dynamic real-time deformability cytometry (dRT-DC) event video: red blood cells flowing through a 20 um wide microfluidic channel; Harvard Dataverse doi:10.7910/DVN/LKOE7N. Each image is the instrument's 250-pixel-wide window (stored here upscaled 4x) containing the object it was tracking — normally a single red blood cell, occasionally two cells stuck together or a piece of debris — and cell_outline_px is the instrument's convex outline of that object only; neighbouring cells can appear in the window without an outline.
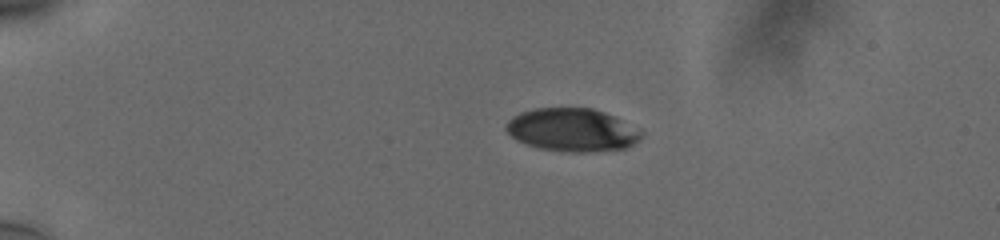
{"species": "human", "species_latin": "Homo sapiens", "temperature_condition": "cold", "stored_images_in_passage": 44, "camera_frame_rate_fps": 3000, "um_per_image_px": 0.085, "donor": {"sex": "male"}, "frame": {"image": 1, "passage_image": 1, "time_ms": 0.0, "image_size_px": [1000, 240], "cell_outline_px": [[644, 132], [632, 144], [624, 148], [592, 152], [568, 152], [540, 148], [516, 140], [504, 128], [508, 120], [512, 116], [520, 112], [532, 108], [592, 108], [604, 112]], "centroid_in_image_um": [48.57, 11.04], "position_along_channel_um": 36.4, "area_um2": 33.64}}
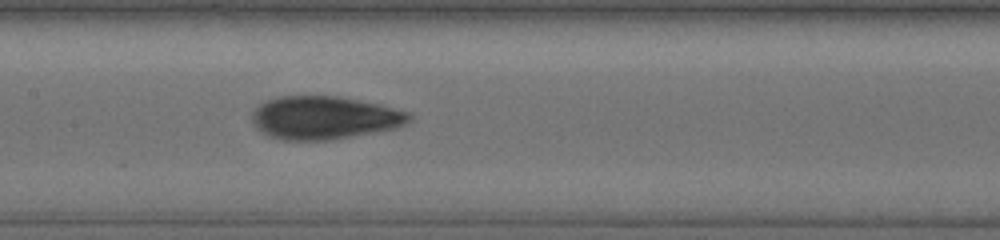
{"frame": {"image": 2, "passage_image": 18, "time_ms": 5.667, "image_size_px": [1000, 240], "cell_outline_px": [[412, 120], [396, 128], [332, 140], [280, 140], [268, 136], [256, 128], [252, 120], [252, 112], [260, 104], [268, 100], [280, 96], [336, 96], [380, 104], [412, 112]], "centroid_in_image_um": [27.59, 10.01], "position_along_channel_um": 179.8, "area_um2": 39.65}}
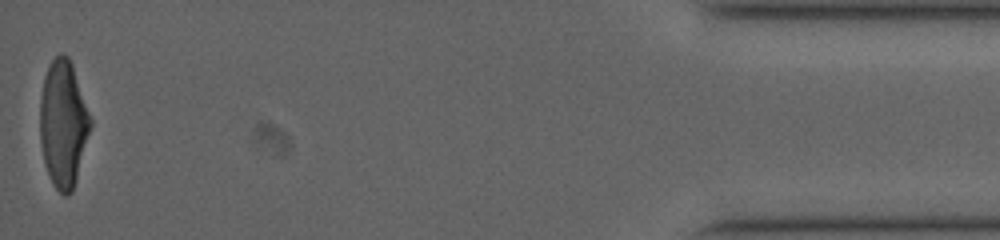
{"frame": {"image": 3, "passage_image": 44, "time_ms": 14.333, "image_size_px": [1000, 240], "cell_outline_px": [[92, 128], [72, 192], [64, 196], [52, 184], [44, 160], [40, 140], [40, 96], [44, 76], [52, 60], [60, 52], [68, 56], [72, 64], [92, 120]], "centroid_in_image_um": [5.38, 10.51], "position_along_channel_um": 429.8, "area_um2": 37.28}, "authors_computed_cell_mechanics": {"area_um2": 37.5411, "velocity_mm_per_s": 3.7724, "shape_relaxation_time_tau1_ms": 4.5665, "shape_relaxation_time_tau2_ms": 1.1481, "deformation_change_tau1": 0.1765, "deformation_change_tau2": 0.0679}}